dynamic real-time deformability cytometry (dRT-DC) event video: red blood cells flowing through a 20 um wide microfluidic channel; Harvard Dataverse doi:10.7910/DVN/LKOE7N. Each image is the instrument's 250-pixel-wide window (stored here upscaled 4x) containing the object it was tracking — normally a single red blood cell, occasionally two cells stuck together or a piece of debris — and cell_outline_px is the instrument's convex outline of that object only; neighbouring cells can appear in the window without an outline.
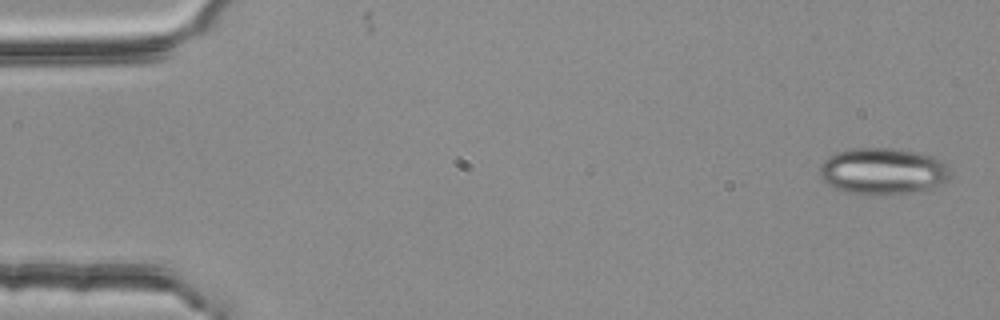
{"species": "common noctule bat (a hibernating species)", "species_latin": "Nyctalus noctula", "temperature_condition": "room temperature", "stored_images_in_passage": 4, "camera_frame_rate_fps": 3000, "um_per_image_px": 0.085, "animal": {"sex": "female", "body_mass_g": 25.1}, "frame": {"image": 1, "passage_image": 1, "time_ms": 0.0, "image_size_px": [1000, 320], "cell_outline_px": [[952, 176], [948, 180], [932, 192], [884, 196], [872, 196], [844, 192], [828, 184], [820, 176], [820, 164], [828, 156], [836, 152], [848, 148], [900, 148], [920, 152], [932, 156], [940, 160], [948, 168]], "centroid_in_image_um": [75.11, 14.59], "position_along_channel_um": 9.9, "area_um2": 36.93}}